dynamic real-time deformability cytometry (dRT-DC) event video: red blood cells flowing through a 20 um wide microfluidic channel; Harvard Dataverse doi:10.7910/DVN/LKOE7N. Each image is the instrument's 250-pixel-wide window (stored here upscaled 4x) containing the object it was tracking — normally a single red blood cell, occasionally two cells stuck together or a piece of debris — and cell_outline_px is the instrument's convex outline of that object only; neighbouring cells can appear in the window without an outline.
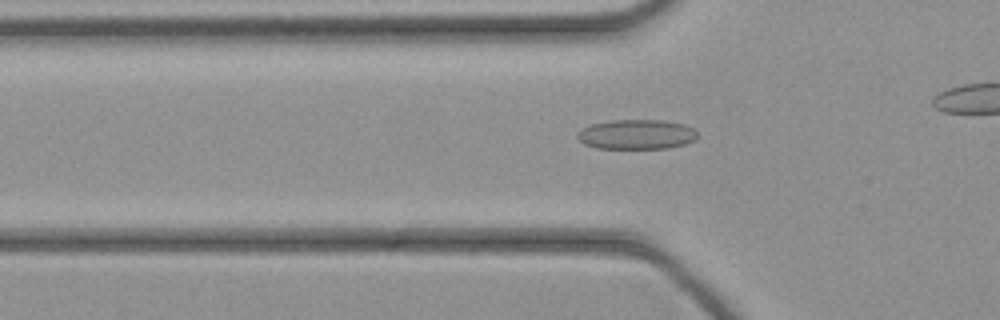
{"species": "common noctule bat (a hibernating species)", "species_latin": "Nyctalus noctula", "temperature_condition": "cold", "stored_images_in_passage": 36, "camera_frame_rate_fps": 3000, "um_per_image_px": 0.085, "animal": {"sex": "female", "body_mass_g": 21.9}, "frame": {"image": 1, "passage_image": 15, "time_ms": 4.667, "image_size_px": [1000, 320], "cell_outline_px": [[696, 140], [684, 144], [668, 148], [596, 148], [584, 144], [576, 136], [576, 132], [592, 124], [612, 120], [660, 120], [684, 124], [692, 128], [696, 132]], "centroid_in_image_um": [54.09, 11.42], "position_along_channel_um": 71.7, "area_um2": 20.69}}
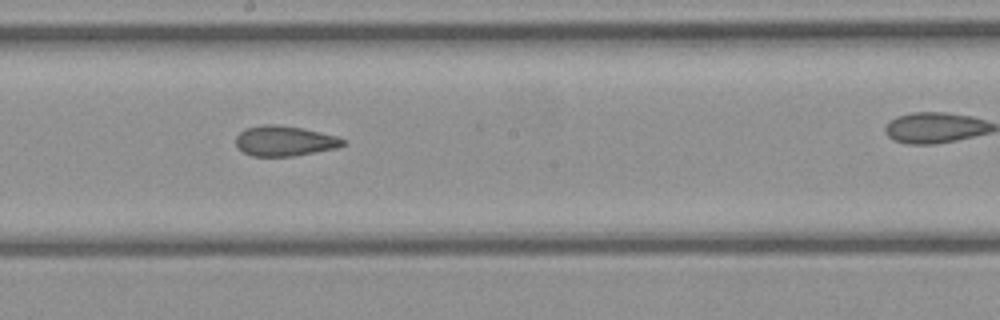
{"frame": {"image": 2, "passage_image": 25, "time_ms": 8.0, "image_size_px": [1000, 320], "cell_outline_px": [[348, 144], [336, 148], [296, 156], [252, 156], [236, 148], [236, 136], [244, 128], [264, 124], [276, 124], [300, 128], [336, 136], [344, 140]], "centroid_in_image_um": [24.16, 11.98], "position_along_channel_um": 224.0, "area_um2": 18.9}}
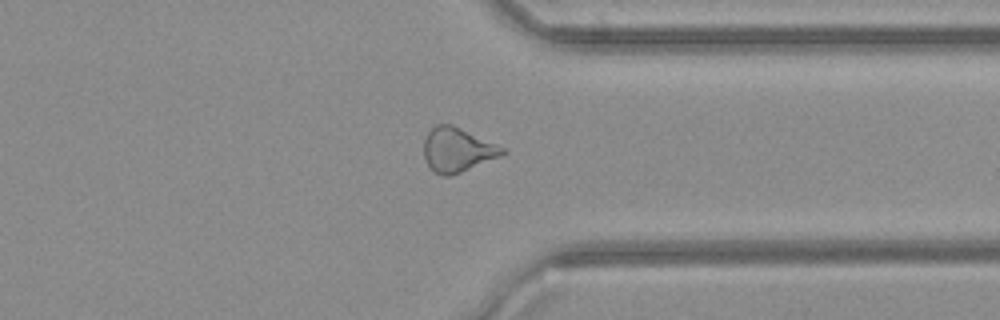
{"frame": {"image": 3, "passage_image": 35, "time_ms": 11.333, "image_size_px": [1000, 320], "cell_outline_px": [[508, 152], [500, 156], [452, 176], [440, 176], [428, 164], [424, 156], [424, 140], [428, 132], [436, 124], [452, 124], [504, 148]], "centroid_in_image_um": [38.86, 12.74], "position_along_channel_um": 372.5, "area_um2": 20.0}}